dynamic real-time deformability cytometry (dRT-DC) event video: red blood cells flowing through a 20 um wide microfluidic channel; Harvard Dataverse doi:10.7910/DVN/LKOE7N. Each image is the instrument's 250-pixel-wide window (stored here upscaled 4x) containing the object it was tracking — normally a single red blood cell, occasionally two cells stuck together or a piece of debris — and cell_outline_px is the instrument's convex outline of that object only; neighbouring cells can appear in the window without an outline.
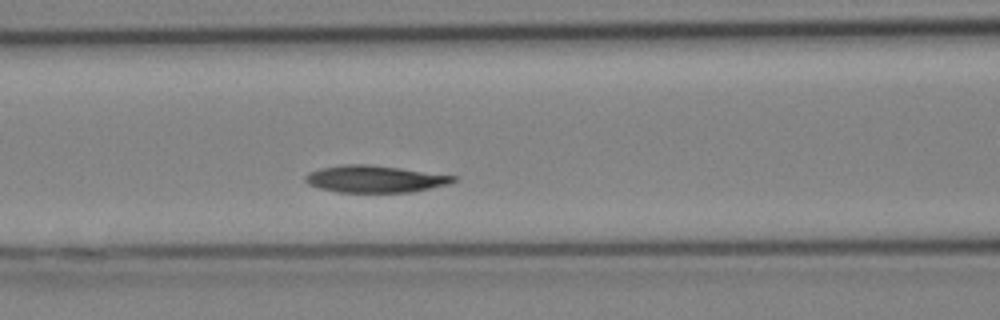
{"species": "Egyptian fruit bat (a non-hibernating species)", "species_latin": "Rousettus aegyptiacus", "temperature_condition": "cold", "stored_images_in_passage": 17, "camera_frame_rate_fps": 3000, "um_per_image_px": 0.085, "animal": {"sex": "female"}, "frame": {"image": 1, "passage_image": 6, "time_ms": 1.667, "image_size_px": [1000, 320], "cell_outline_px": [[460, 176], [456, 180], [448, 184], [412, 192], [340, 192], [320, 188], [308, 184], [304, 180], [304, 176], [308, 172], [320, 168], [344, 164], [368, 164], [400, 168]], "centroid_in_image_um": [31.87, 15.2], "position_along_channel_um": 134.7, "area_um2": 23.35}}
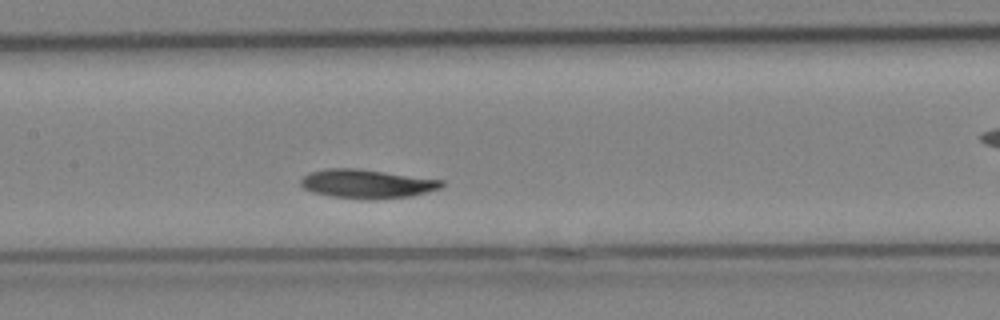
{"frame": {"image": 2, "passage_image": 8, "time_ms": 2.333, "image_size_px": [1000, 320], "cell_outline_px": [[444, 184], [440, 188], [412, 196], [372, 200], [364, 200], [332, 196], [312, 192], [304, 188], [300, 184], [300, 180], [308, 172], [328, 168], [356, 168], [444, 180]], "centroid_in_image_um": [31.17, 15.63], "position_along_channel_um": 176.2, "area_um2": 23.81}}